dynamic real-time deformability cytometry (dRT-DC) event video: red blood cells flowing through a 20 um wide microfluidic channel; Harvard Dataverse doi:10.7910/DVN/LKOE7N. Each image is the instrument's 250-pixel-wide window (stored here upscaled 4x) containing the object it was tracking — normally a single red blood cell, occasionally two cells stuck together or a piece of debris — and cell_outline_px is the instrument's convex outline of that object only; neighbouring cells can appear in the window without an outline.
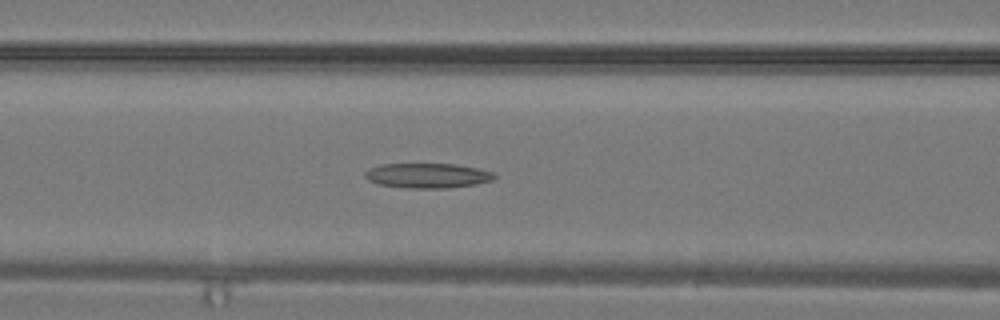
{"species": "common noctule bat (a hibernating species)", "species_latin": "Nyctalus noctula", "temperature_condition": "warm", "stored_images_in_passage": 31, "camera_frame_rate_fps": 3000, "um_per_image_px": 0.085, "animal": {"sex": "male", "body_mass_g": 19.2, "forearm_length_mm": 51.8}, "frame": {"image": 1, "passage_image": 13, "time_ms": 4.0, "image_size_px": [1000, 320], "cell_outline_px": [[496, 176], [492, 180], [476, 184], [448, 188], [404, 188], [380, 184], [368, 180], [364, 176], [364, 172], [368, 168], [384, 164], [456, 164], [496, 172]], "centroid_in_image_um": [36.34, 14.92], "position_along_channel_um": 130.3, "area_um2": 18.79}}
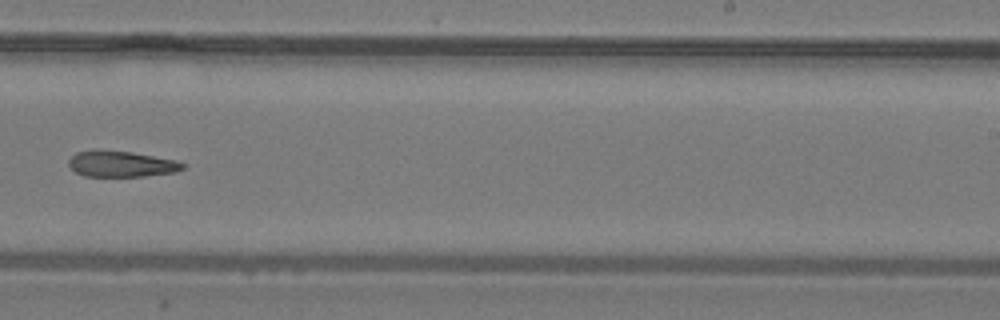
{"frame": {"image": 2, "passage_image": 20, "time_ms": 6.333, "image_size_px": [1000, 320], "cell_outline_px": [[184, 168], [176, 172], [144, 176], [84, 176], [76, 172], [68, 164], [68, 160], [76, 152], [96, 148], [100, 148], [132, 152], [176, 160], [184, 164]], "centroid_in_image_um": [10.27, 13.91], "position_along_channel_um": 278.7, "area_um2": 17.51}}
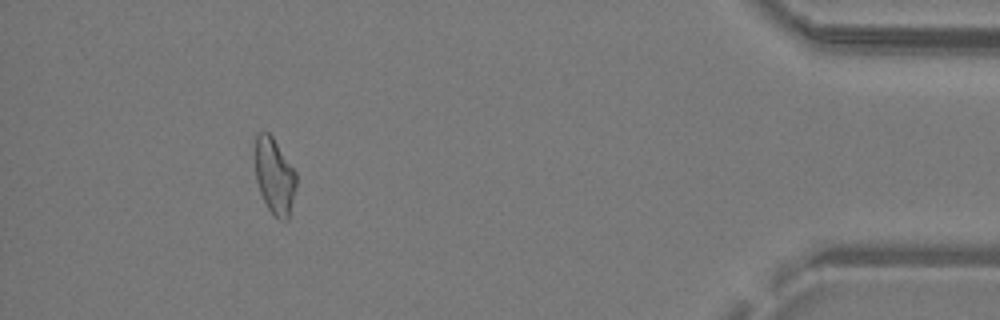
{"frame": {"image": 3, "passage_image": 29, "time_ms": 9.333, "image_size_px": [1000, 320], "cell_outline_px": [[296, 184], [288, 220], [280, 220], [268, 208], [260, 192], [256, 180], [256, 136], [260, 132], [268, 132], [272, 136], [296, 172]], "centroid_in_image_um": [23.34, 14.97], "position_along_channel_um": 411.9, "area_um2": 17.8}}